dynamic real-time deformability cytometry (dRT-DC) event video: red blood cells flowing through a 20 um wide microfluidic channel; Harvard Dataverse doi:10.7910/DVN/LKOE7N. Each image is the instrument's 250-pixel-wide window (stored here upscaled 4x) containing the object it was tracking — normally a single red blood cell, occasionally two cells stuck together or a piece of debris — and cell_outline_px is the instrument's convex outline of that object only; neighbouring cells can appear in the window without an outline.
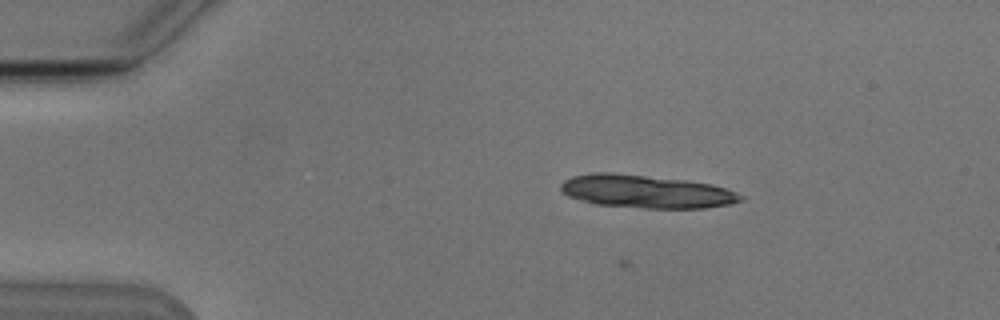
{"species": "Egyptian fruit bat (a non-hibernating species)", "species_latin": "Rousettus aegyptiacus", "temperature_condition": "cold", "stored_images_in_passage": 4, "camera_frame_rate_fps": 3000, "um_per_image_px": 0.085, "animal": {"sex": "male"}, "frame": {"image": 1, "passage_image": 2, "time_ms": 1.333, "image_size_px": [1000, 320], "cell_outline_px": [[744, 200], [732, 204], [704, 208], [644, 208], [596, 204], [568, 196], [560, 188], [560, 184], [564, 180], [572, 176], [592, 172], [612, 172], [688, 180], [712, 184], [736, 192], [744, 196]], "centroid_in_image_um": [54.95, 16.27], "position_along_channel_um": 30.1, "area_um2": 34.8}}